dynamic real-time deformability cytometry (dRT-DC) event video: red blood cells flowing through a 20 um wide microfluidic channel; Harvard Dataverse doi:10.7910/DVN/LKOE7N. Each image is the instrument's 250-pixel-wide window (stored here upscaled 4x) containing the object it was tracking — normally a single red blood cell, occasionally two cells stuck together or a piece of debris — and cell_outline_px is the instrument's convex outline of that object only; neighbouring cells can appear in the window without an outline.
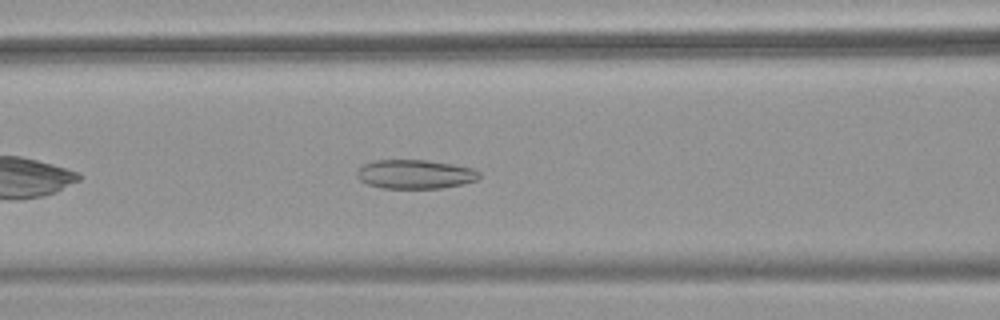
{"species": "common noctule bat (a hibernating species)", "species_latin": "Nyctalus noctula", "temperature_condition": "warm", "stored_images_in_passage": 39, "camera_frame_rate_fps": 3000, "um_per_image_px": 0.085, "animal": {"sex": "female", "body_mass_g": 18.4}, "frame": {"image": 1, "passage_image": 9, "time_ms": 2.667, "image_size_px": [1000, 320], "cell_outline_px": [[480, 176], [476, 180], [460, 184], [440, 188], [380, 188], [368, 184], [360, 180], [356, 176], [356, 172], [364, 164], [372, 160], [428, 160], [452, 164], [472, 168], [480, 172]], "centroid_in_image_um": [35.25, 14.8], "position_along_channel_um": 131.3, "area_um2": 20.63}}
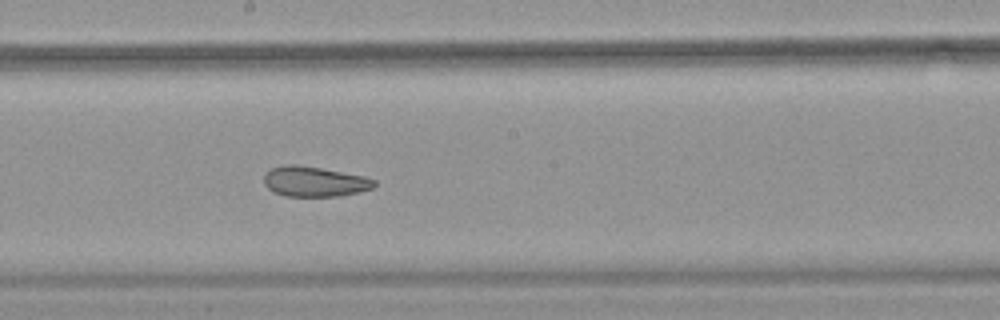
{"frame": {"image": 2, "passage_image": 16, "time_ms": 5.0, "image_size_px": [1000, 320], "cell_outline_px": [[376, 184], [372, 188], [360, 192], [340, 196], [284, 196], [272, 192], [264, 184], [264, 176], [272, 168], [284, 164], [296, 164], [320, 168], [364, 176], [376, 180]], "centroid_in_image_um": [26.72, 15.44], "position_along_channel_um": 221.5, "area_um2": 19.42}}
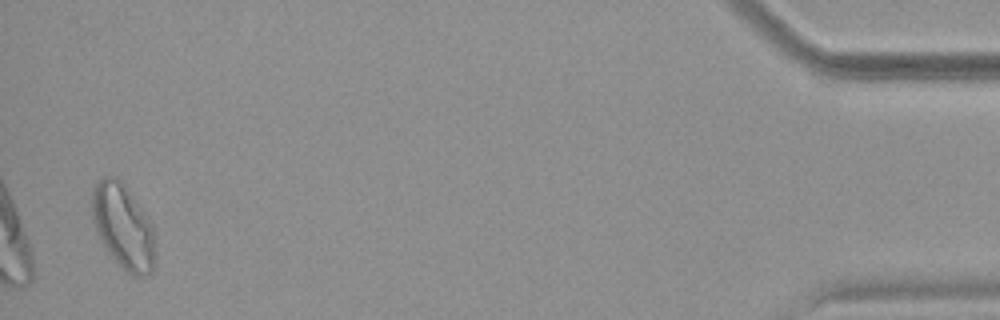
{"frame": {"image": 3, "passage_image": 38, "time_ms": 12.333, "image_size_px": [1000, 320], "cell_outline_px": [[156, 260], [152, 272], [140, 276], [132, 276], [112, 256], [96, 232], [92, 216], [92, 188], [104, 176], [116, 176], [128, 188], [152, 224]], "centroid_in_image_um": [10.48, 19.23], "position_along_channel_um": 424.7, "area_um2": 30.98}, "authors_computed_cell_mechanics": {"area_um2": 21.386, "velocity_mm_per_s": 3.8781, "shape_relaxation_time_tau1_ms": null, "shape_relaxation_time_tau2_ms": 3.077, "deformation_change_tau1": null, "deformation_change_tau2": 0.095}}